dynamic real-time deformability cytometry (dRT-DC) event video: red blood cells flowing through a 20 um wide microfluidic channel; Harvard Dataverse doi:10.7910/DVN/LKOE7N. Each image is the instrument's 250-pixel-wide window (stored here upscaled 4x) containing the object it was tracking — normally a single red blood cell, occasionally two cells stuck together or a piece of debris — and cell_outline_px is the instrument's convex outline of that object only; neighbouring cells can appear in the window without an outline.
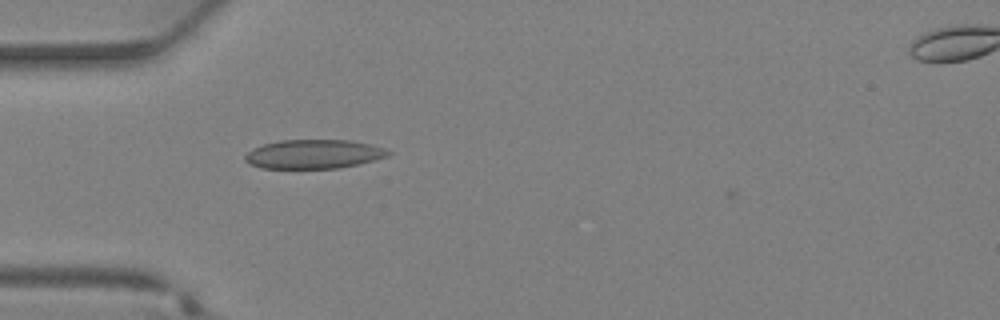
{"species": "Egyptian fruit bat (a non-hibernating species)", "species_latin": "Rousettus aegyptiacus", "temperature_condition": "warm", "stored_images_in_passage": 28, "camera_frame_rate_fps": 3000, "um_per_image_px": 0.085, "animal": {"sex": "female"}, "frame": {"image": 1, "passage_image": 2, "time_ms": 0.333, "image_size_px": [1000, 320], "cell_outline_px": [[392, 152], [388, 156], [376, 160], [360, 164], [340, 168], [260, 168], [248, 164], [244, 160], [244, 156], [252, 148], [264, 144], [280, 140], [352, 140], [384, 148]], "centroid_in_image_um": [26.66, 13.1], "position_along_channel_um": 58.3, "area_um2": 24.39}}
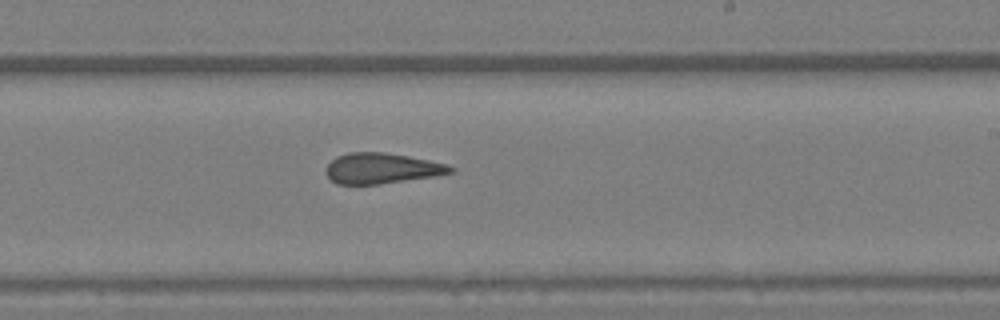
{"frame": {"image": 2, "passage_image": 13, "time_ms": 4.0, "image_size_px": [1000, 320], "cell_outline_px": [[456, 172], [436, 176], [380, 184], [336, 184], [324, 172], [328, 164], [336, 156], [348, 152], [384, 152], [408, 156], [448, 164], [456, 168]], "centroid_in_image_um": [32.47, 14.31], "position_along_channel_um": 256.5, "area_um2": 22.37}}
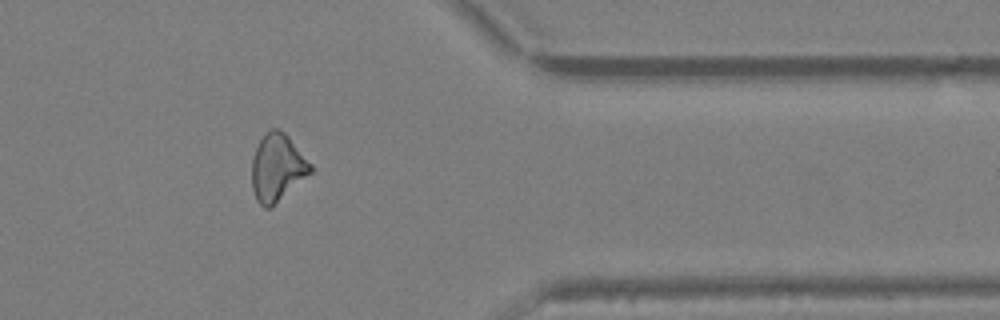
{"frame": {"image": 3, "passage_image": 21, "time_ms": 6.667, "image_size_px": [1000, 320], "cell_outline_px": [[312, 172], [268, 208], [264, 208], [256, 200], [252, 188], [252, 160], [256, 148], [260, 140], [272, 128], [276, 128], [284, 132], [288, 136], [312, 164]], "centroid_in_image_um": [23.56, 14.23], "position_along_channel_um": 387.8, "area_um2": 22.48}}